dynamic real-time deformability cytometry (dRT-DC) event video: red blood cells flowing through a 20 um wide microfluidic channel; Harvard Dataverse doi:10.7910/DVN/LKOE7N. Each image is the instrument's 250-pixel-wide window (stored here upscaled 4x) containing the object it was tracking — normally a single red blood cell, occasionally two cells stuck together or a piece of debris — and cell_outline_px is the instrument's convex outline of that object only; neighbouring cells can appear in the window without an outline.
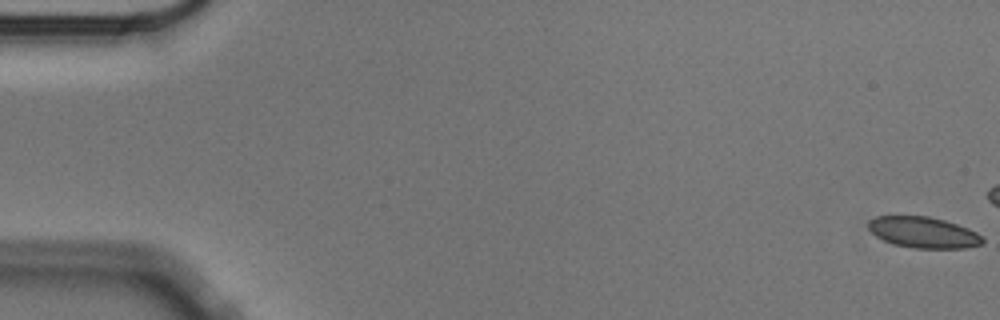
{"species": "Egyptian fruit bat (a non-hibernating species)", "species_latin": "Rousettus aegyptiacus", "temperature_condition": "cold", "stored_images_in_passage": 17, "camera_frame_rate_fps": 3000, "um_per_image_px": 0.085, "animal": {"sex": "male"}, "frame": {"image": 1, "passage_image": 1, "time_ms": 0.0, "image_size_px": [1000, 320], "cell_outline_px": [[984, 244], [964, 248], [912, 248], [896, 244], [884, 240], [876, 236], [868, 228], [868, 220], [876, 216], [928, 216], [944, 220], [968, 228], [984, 236]], "centroid_in_image_um": [78.51, 19.75], "position_along_channel_um": 6.5, "area_um2": 20.69}}